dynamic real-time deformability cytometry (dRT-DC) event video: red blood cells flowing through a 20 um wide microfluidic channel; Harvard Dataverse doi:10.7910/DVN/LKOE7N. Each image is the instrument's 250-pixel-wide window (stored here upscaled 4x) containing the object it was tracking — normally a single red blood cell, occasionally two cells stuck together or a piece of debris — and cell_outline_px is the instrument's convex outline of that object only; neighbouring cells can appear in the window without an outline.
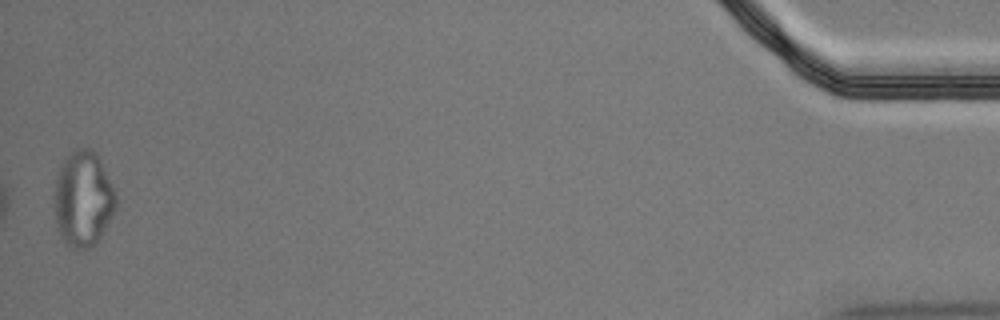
{"species": "Egyptian fruit bat (a non-hibernating species)", "species_latin": "Rousettus aegyptiacus", "temperature_condition": "cold", "stored_images_in_passage": 43, "segment_of_instrument_passage": [2, 2], "camera_frame_rate_fps": 3000, "um_per_image_px": 0.085, "animal": {"sex": "male"}, "frame": {"image": 1, "passage_image": 43, "time_ms": 14.0, "image_size_px": [1000, 320], "cell_outline_px": [[116, 204], [108, 224], [100, 236], [88, 248], [80, 252], [76, 252], [64, 244], [56, 224], [56, 180], [60, 168], [64, 160], [76, 148], [92, 148], [96, 152], [100, 160], [116, 196]], "centroid_in_image_um": [7.06, 16.95], "position_along_channel_um": 428.1, "area_um2": 33.76}}